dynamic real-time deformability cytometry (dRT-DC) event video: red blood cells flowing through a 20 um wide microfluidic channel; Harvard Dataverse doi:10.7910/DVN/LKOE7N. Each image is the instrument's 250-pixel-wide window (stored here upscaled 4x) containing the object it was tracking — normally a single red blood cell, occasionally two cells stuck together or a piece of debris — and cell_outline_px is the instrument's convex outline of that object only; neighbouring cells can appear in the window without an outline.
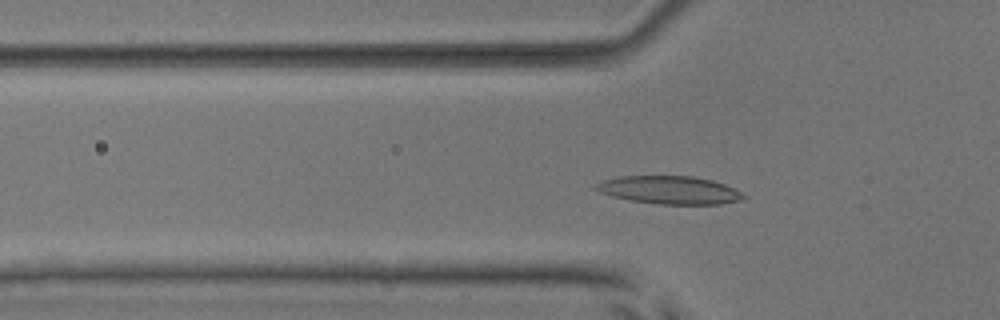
{"species": "common noctule bat (a hibernating species)", "species_latin": "Nyctalus noctula", "temperature_condition": "room temperature", "stored_images_in_passage": 50, "camera_frame_rate_fps": 3000, "um_per_image_px": 0.085, "animal": {"sex": "male", "body_mass_g": 17.9, "forearm_length_mm": 54.2}, "frame": {"image": 1, "passage_image": 15, "time_ms": 4.667, "image_size_px": [1000, 320], "cell_outline_px": [[748, 196], [740, 200], [720, 204], [660, 204], [632, 200], [612, 196], [600, 192], [592, 188], [592, 184], [604, 180], [620, 176], [692, 176], [712, 180], [724, 184]], "centroid_in_image_um": [56.87, 16.14], "position_along_channel_um": 68.9, "area_um2": 23.99}}
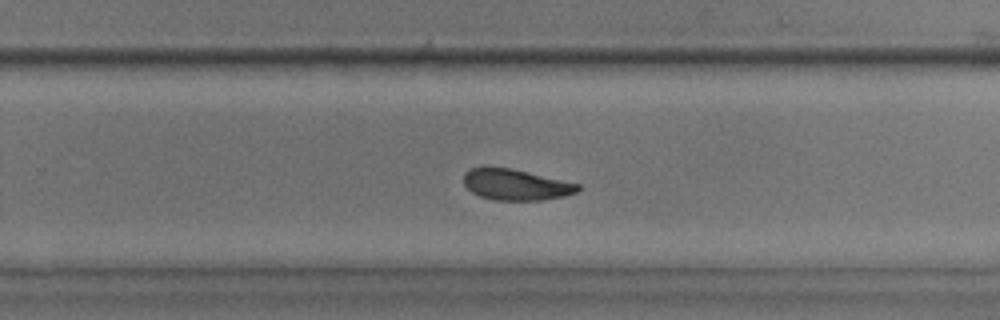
{"frame": {"image": 2, "passage_image": 32, "time_ms": 10.333, "image_size_px": [1000, 320], "cell_outline_px": [[580, 188], [576, 192], [564, 196], [540, 200], [492, 200], [480, 196], [472, 192], [464, 184], [464, 172], [468, 168], [484, 164], [508, 168], [580, 184]], "centroid_in_image_um": [43.75, 15.67], "position_along_channel_um": 286.0, "area_um2": 20.81}}
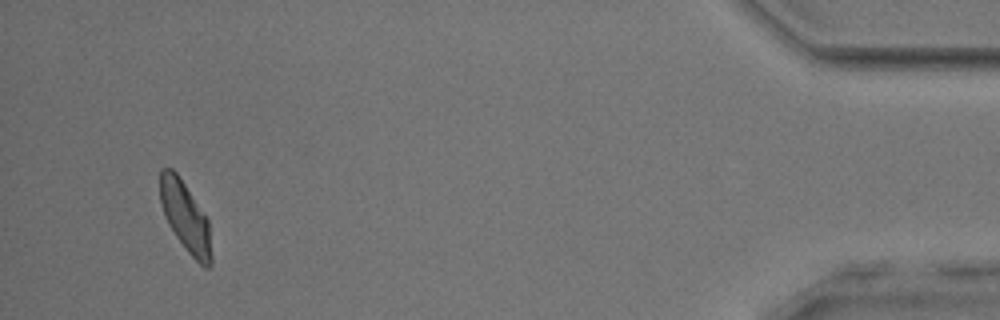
{"frame": {"image": 3, "passage_image": 48, "time_ms": 15.667, "image_size_px": [1000, 320], "cell_outline_px": [[212, 264], [208, 268], [204, 268], [188, 252], [176, 236], [168, 224], [164, 216], [160, 200], [160, 168], [172, 168], [176, 172], [208, 216], [212, 256]], "centroid_in_image_um": [15.78, 18.43], "position_along_channel_um": 419.4, "area_um2": 21.15}, "authors_computed_cell_mechanics": {"area_um2": 21.7328, "velocity_mm_per_s": 3.8639, "shape_relaxation_time_tau1_ms": 5.3245, "shape_relaxation_time_tau2_ms": 3.9161, "deformation_change_tau1": 0.1397, "deformation_change_tau2": 0.1122}}